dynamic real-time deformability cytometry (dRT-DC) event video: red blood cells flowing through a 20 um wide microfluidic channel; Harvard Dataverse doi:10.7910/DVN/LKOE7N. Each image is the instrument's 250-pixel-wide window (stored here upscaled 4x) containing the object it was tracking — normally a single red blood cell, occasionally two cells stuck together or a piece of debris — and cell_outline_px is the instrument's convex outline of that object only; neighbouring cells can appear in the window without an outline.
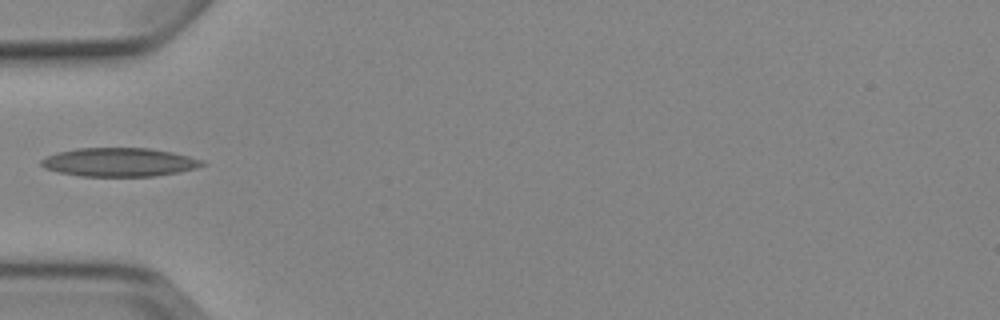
{"species": "Egyptian fruit bat (a non-hibernating species)", "species_latin": "Rousettus aegyptiacus", "temperature_condition": "cold", "stored_images_in_passage": 6, "camera_frame_rate_fps": 3000, "um_per_image_px": 0.085, "animal": {"sex": "female"}, "frame": {"image": 1, "passage_image": 5, "time_ms": 4.667, "image_size_px": [1000, 320], "cell_outline_px": [[208, 164], [196, 168], [180, 172], [156, 176], [80, 176], [60, 172], [44, 168], [40, 164], [40, 160], [56, 152], [76, 148], [148, 148], [172, 152], [188, 156], [200, 160]], "centroid_in_image_um": [10.13, 13.78], "position_along_channel_um": 74.9, "area_um2": 26.88}}
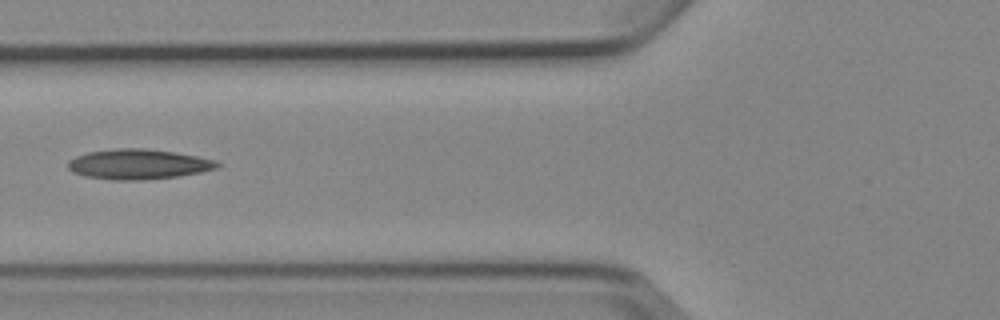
{"frame": {"image": 2, "passage_image": 6, "time_ms": 5.667, "image_size_px": [1000, 320], "cell_outline_px": [[220, 164], [216, 168], [200, 172], [176, 176], [144, 180], [112, 180], [88, 176], [72, 172], [68, 168], [68, 160], [76, 156], [88, 152], [116, 148], [144, 148], [172, 152], [196, 156], [216, 160]], "centroid_in_image_um": [11.73, 13.95], "position_along_channel_um": 114.1, "area_um2": 25.95}}